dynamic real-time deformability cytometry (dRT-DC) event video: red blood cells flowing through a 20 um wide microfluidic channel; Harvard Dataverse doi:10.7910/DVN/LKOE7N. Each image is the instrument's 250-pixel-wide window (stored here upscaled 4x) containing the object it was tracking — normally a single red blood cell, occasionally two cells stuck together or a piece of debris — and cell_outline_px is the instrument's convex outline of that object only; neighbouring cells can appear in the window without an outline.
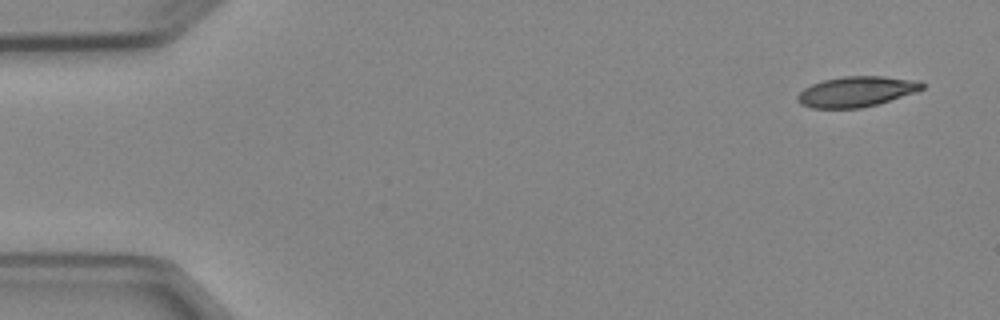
{"species": "Egyptian fruit bat (a non-hibernating species)", "species_latin": "Rousettus aegyptiacus", "temperature_condition": "cold", "stored_images_in_passage": 6, "camera_frame_rate_fps": 3000, "um_per_image_px": 0.085, "animal": {"sex": "female"}, "frame": {"image": 1, "passage_image": 1, "time_ms": 0.0, "image_size_px": [1000, 320], "cell_outline_px": [[924, 88], [916, 92], [880, 104], [860, 108], [812, 108], [800, 104], [796, 100], [796, 96], [804, 88], [812, 84], [824, 80], [844, 76], [884, 76], [920, 80], [924, 84]], "centroid_in_image_um": [72.82, 7.79], "position_along_channel_um": 12.2, "area_um2": 22.31}}
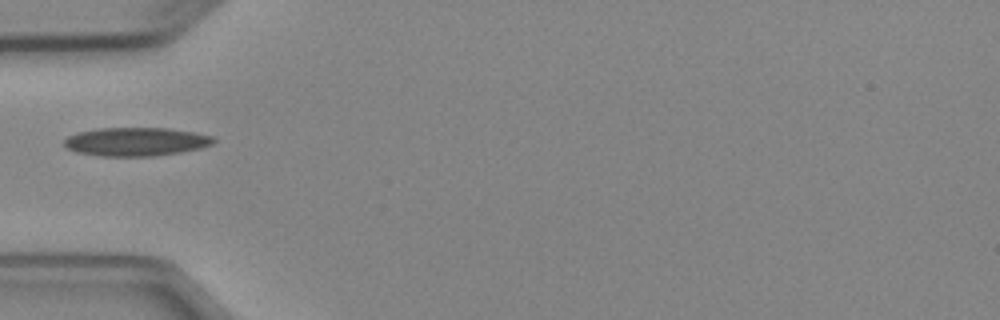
{"frame": {"image": 2, "passage_image": 5, "time_ms": 4.667, "image_size_px": [1000, 320], "cell_outline_px": [[216, 140], [212, 144], [200, 148], [180, 152], [152, 156], [100, 156], [76, 152], [68, 148], [64, 144], [64, 140], [68, 136], [76, 132], [100, 128], [168, 128], [192, 132], [212, 136]], "centroid_in_image_um": [11.53, 12.04], "position_along_channel_um": 73.5, "area_um2": 24.74}}
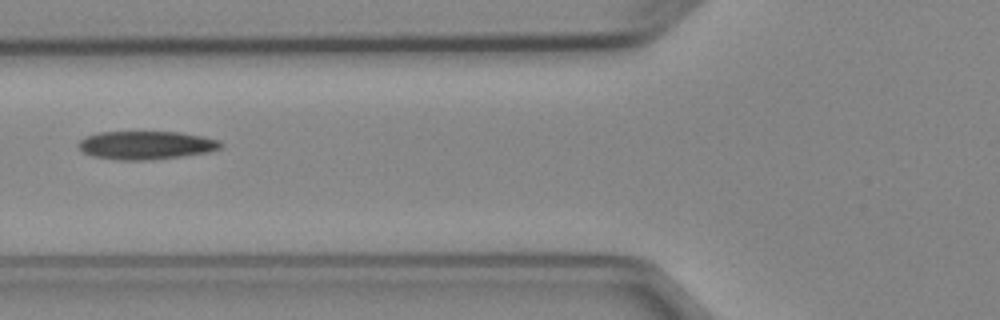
{"frame": {"image": 3, "passage_image": 6, "time_ms": 5.667, "image_size_px": [1000, 320], "cell_outline_px": [[224, 144], [220, 148], [208, 152], [180, 156], [144, 160], [120, 160], [92, 156], [84, 152], [76, 144], [84, 136], [100, 132], [180, 132], [204, 136], [220, 140]], "centroid_in_image_um": [12.41, 12.33], "position_along_channel_um": 113.4, "area_um2": 23.47}}